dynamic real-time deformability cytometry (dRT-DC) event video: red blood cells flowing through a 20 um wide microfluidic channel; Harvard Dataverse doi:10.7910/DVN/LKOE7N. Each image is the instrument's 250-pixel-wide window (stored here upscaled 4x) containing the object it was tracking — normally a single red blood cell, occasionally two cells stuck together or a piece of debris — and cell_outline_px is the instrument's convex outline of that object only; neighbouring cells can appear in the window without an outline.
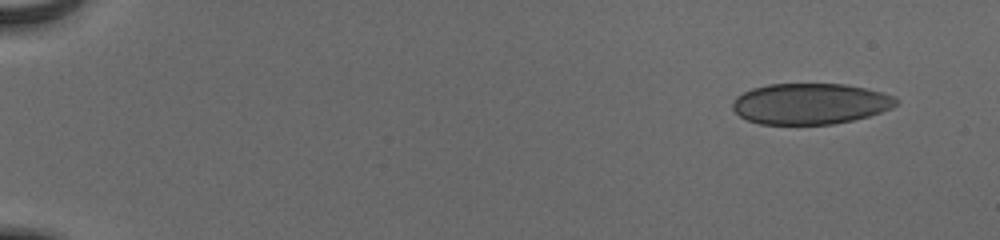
{"species": "human", "species_latin": "Homo sapiens", "temperature_condition": "cold", "stored_images_in_passage": 51, "camera_frame_rate_fps": 3000, "um_per_image_px": 0.085, "donor": {"sex": "male"}, "frame": {"image": 1, "passage_image": 1, "time_ms": 0.0, "image_size_px": [1000, 240], "cell_outline_px": [[900, 100], [892, 108], [868, 116], [852, 120], [832, 124], [760, 124], [748, 120], [740, 116], [732, 108], [732, 100], [736, 96], [752, 88], [768, 84], [844, 84], [864, 88], [880, 92], [892, 96]], "centroid_in_image_um": [68.84, 8.82], "position_along_channel_um": 16.2, "area_um2": 38.9}}
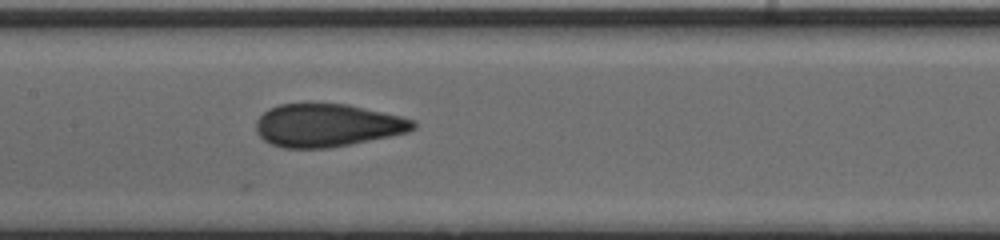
{"frame": {"image": 2, "passage_image": 26, "time_ms": 8.333, "image_size_px": [1000, 240], "cell_outline_px": [[416, 128], [408, 132], [328, 148], [284, 148], [272, 144], [264, 140], [256, 132], [256, 120], [268, 108], [280, 104], [312, 100], [348, 104], [400, 116], [416, 120]], "centroid_in_image_um": [27.77, 10.6], "position_along_channel_um": 179.6, "area_um2": 40.06}}
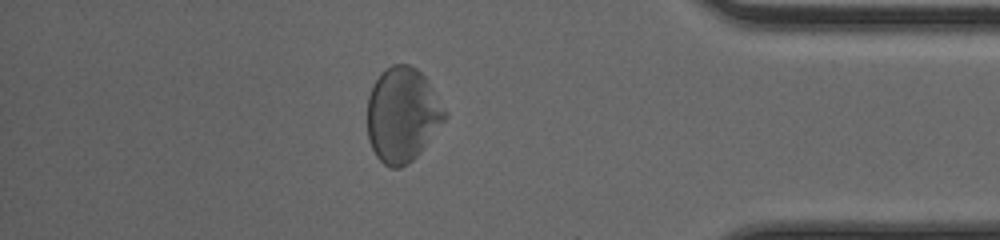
{"frame": {"image": 3, "passage_image": 45, "time_ms": 14.667, "image_size_px": [1000, 240], "cell_outline_px": [[448, 116], [420, 152], [408, 164], [400, 168], [392, 168], [384, 164], [376, 156], [372, 148], [368, 136], [368, 96], [376, 80], [392, 64], [408, 64], [416, 68], [428, 80]], "centroid_in_image_um": [34.2, 9.77], "position_along_channel_um": 401.0, "area_um2": 42.25}, "authors_computed_cell_mechanics": {"area_um2": 40.0554, "velocity_mm_per_s": 3.8892, "shape_relaxation_time_tau1_ms": 6.5722, "shape_relaxation_time_tau2_ms": 0.7502, "deformation_change_tau1": 0.1464, "deformation_change_tau2": 0.0473}}